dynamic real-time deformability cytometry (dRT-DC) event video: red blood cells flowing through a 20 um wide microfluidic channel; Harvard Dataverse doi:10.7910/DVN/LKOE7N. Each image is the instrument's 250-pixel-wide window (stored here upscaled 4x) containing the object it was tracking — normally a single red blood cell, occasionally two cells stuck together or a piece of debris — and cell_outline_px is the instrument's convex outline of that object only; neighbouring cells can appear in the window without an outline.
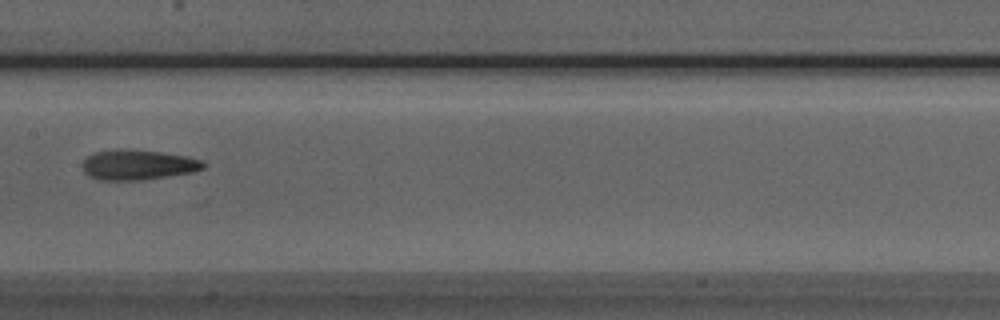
{"species": "Egyptian fruit bat (a non-hibernating species)", "species_latin": "Rousettus aegyptiacus", "temperature_condition": "room temperature", "stored_images_in_passage": 9, "camera_frame_rate_fps": 3000, "um_per_image_px": 0.085, "animal": {"sex": "male"}, "frame": {"image": 1, "passage_image": 8, "time_ms": 8.0, "image_size_px": [1000, 320], "cell_outline_px": [[208, 164], [204, 168], [192, 172], [144, 180], [100, 180], [88, 176], [84, 172], [84, 160], [88, 156], [96, 152], [116, 148], [160, 152], [188, 156], [204, 160]], "centroid_in_image_um": [11.77, 14.01], "position_along_channel_um": 195.6, "area_um2": 21.33}}
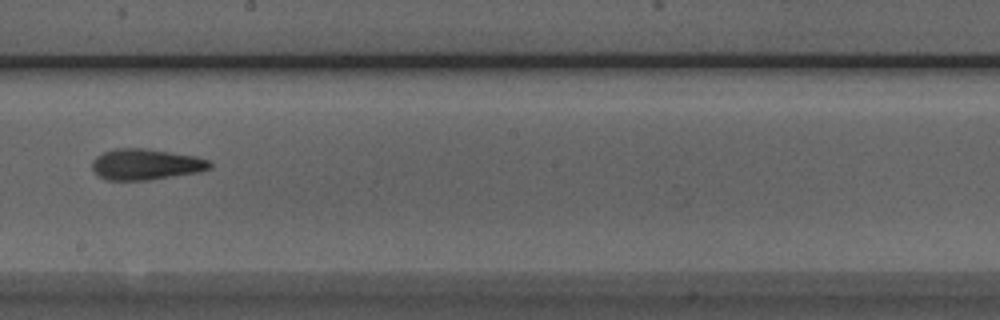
{"frame": {"image": 2, "passage_image": 9, "time_ms": 9.0, "image_size_px": [1000, 320], "cell_outline_px": [[212, 168], [196, 172], [148, 180], [108, 180], [100, 176], [92, 168], [92, 160], [96, 156], [112, 148], [144, 148], [196, 156], [208, 160], [212, 164]], "centroid_in_image_um": [12.38, 13.96], "position_along_channel_um": 235.8, "area_um2": 21.1}}